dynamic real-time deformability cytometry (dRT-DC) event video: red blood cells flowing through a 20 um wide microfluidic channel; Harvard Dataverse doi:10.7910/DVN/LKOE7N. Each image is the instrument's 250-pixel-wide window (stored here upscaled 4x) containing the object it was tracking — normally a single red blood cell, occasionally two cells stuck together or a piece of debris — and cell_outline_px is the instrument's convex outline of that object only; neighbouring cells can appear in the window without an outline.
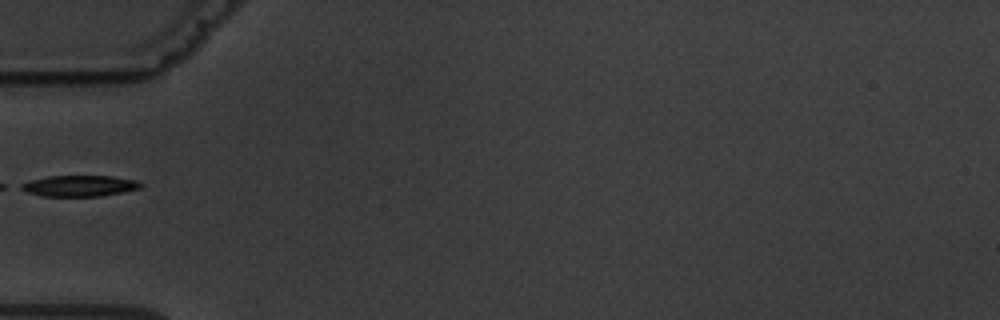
{"species": "common noctule bat (a hibernating species)", "species_latin": "Nyctalus noctula", "temperature_condition": "warm", "stored_images_in_passage": 1, "camera_frame_rate_fps": 3000, "um_per_image_px": 0.085, "animal": {"sex": "male", "body_mass_g": 19.5, "forearm_length_mm": 54.6}, "frame": {"image": 1, "passage_image": 1, "time_ms": 0.0, "image_size_px": [1000, 320], "cell_outline_px": [[144, 184], [140, 188], [100, 196], [44, 196], [28, 192], [20, 188], [20, 184], [32, 180], [48, 176], [112, 176], [136, 180]], "centroid_in_image_um": [6.77, 15.79], "position_along_channel_um": 78.2, "area_um2": 14.45}}